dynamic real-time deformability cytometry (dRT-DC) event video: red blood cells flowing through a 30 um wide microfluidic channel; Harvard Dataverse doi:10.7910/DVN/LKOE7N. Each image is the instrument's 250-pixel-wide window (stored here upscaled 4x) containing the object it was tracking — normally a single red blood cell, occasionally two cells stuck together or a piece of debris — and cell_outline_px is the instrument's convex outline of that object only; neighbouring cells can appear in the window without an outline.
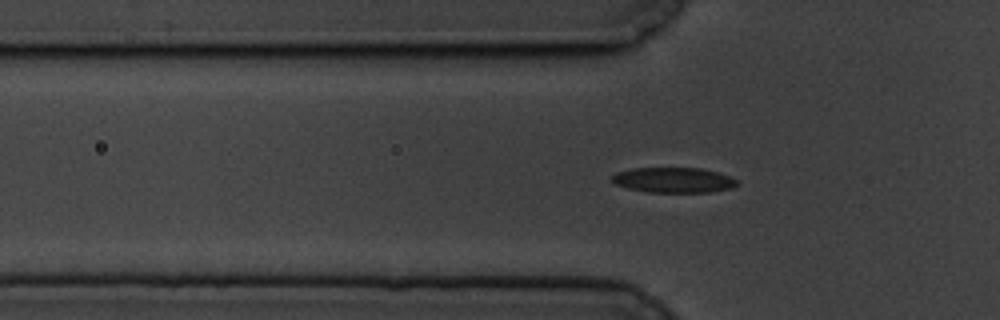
{"species": "common noctule bat (a hibernating species)", "species_latin": "Nyctalus noctula", "temperature_condition": "cold", "stored_images_in_passage": 39, "camera_frame_rate_fps": 3000, "um_per_image_px": 0.085, "animal": {"sex": "male", "body_mass_g": 19.5, "forearm_length_mm": 54.6}, "frame": {"image": 1, "passage_image": 3, "time_ms": 0.667, "image_size_px": [1000, 320], "cell_outline_px": [[740, 184], [732, 188], [712, 192], [644, 192], [628, 188], [616, 184], [612, 180], [612, 176], [616, 172], [632, 168], [700, 168], [720, 172], [736, 180]], "centroid_in_image_um": [57.27, 15.3], "position_along_channel_um": 68.5, "area_um2": 18.5}}
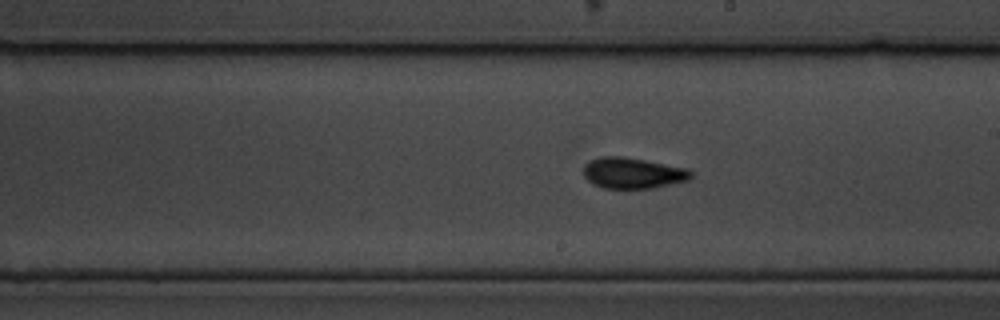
{"frame": {"image": 2, "passage_image": 18, "time_ms": 5.667, "image_size_px": [1000, 320], "cell_outline_px": [[692, 176], [688, 180], [652, 188], [604, 188], [592, 184], [584, 176], [584, 164], [588, 160], [600, 156], [620, 156], [644, 160], [688, 168], [692, 172]], "centroid_in_image_um": [53.76, 14.7], "position_along_channel_um": 235.2, "area_um2": 19.36}}
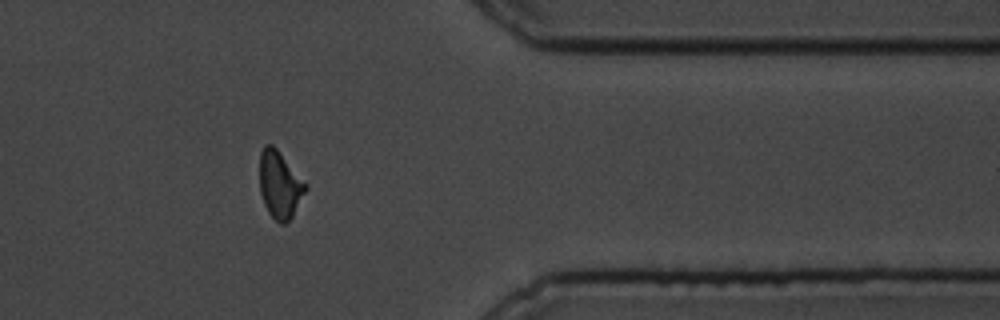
{"frame": {"image": 3, "passage_image": 33, "time_ms": 10.667, "image_size_px": [1000, 320], "cell_outline_px": [[308, 188], [292, 216], [284, 224], [280, 224], [268, 212], [264, 204], [260, 192], [260, 152], [264, 144], [272, 144], [276, 148], [308, 184]], "centroid_in_image_um": [23.79, 15.68], "position_along_channel_um": 387.6, "area_um2": 17.98}, "authors_computed_cell_mechanics": {"area_um2": 18.5538, "velocity_mm_per_s": 3.3432, "shape_relaxation_time_tau1_ms": 6.1156, "shape_relaxation_time_tau2_ms": 2.1168, "deformation_change_tau1": 0.1618, "deformation_change_tau2": 0.0815}}